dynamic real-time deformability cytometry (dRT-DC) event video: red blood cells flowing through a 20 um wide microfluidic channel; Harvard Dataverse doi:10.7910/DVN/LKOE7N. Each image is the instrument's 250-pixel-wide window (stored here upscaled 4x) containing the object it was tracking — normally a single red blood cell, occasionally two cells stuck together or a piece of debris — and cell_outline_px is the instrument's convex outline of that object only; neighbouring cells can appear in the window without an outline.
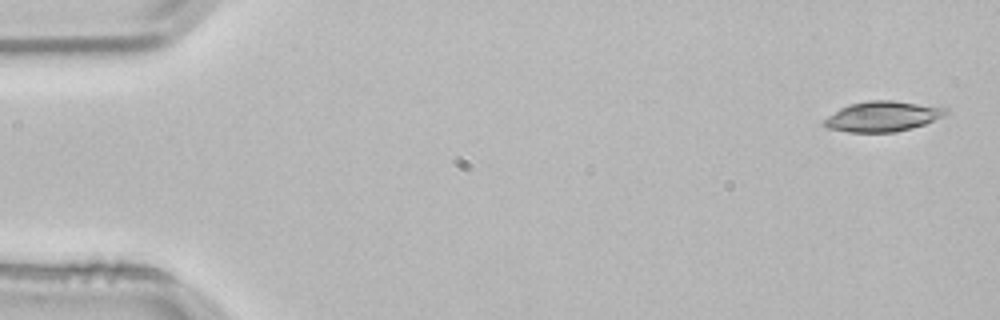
{"species": "common noctule bat (a hibernating species)", "species_latin": "Nyctalus noctula", "temperature_condition": "room temperature", "stored_images_in_passage": 5, "camera_frame_rate_fps": 3000, "um_per_image_px": 0.085, "animal": {"sex": "male", "body_mass_g": 21.5, "forearm_length_mm": 52.0}, "frame": {"image": 1, "passage_image": 1, "time_ms": 0.0, "image_size_px": [1000, 320], "cell_outline_px": [[948, 112], [924, 124], [912, 128], [896, 132], [848, 132], [828, 128], [820, 124], [828, 116], [840, 108], [848, 104], [868, 100], [892, 100], [948, 108]], "centroid_in_image_um": [74.95, 9.89], "position_along_channel_um": 10.0, "area_um2": 21.33}}